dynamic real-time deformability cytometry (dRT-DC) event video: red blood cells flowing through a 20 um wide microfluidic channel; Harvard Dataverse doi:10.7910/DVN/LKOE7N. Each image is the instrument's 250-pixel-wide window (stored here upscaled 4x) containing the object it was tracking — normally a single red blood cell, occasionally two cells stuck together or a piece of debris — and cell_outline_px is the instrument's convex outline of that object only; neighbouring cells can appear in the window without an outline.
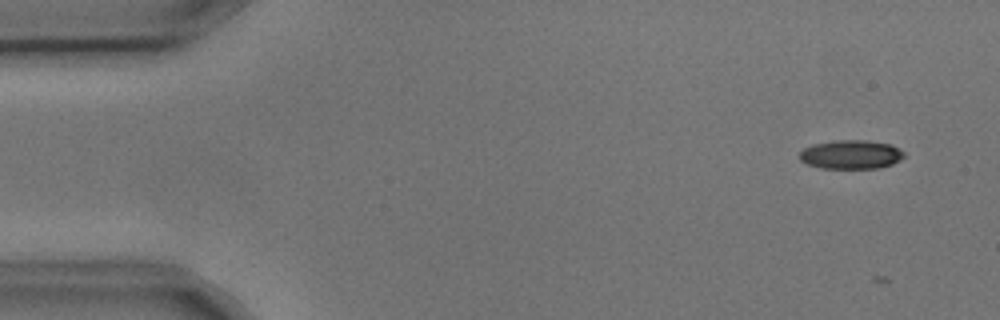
{"species": "common noctule bat (a hibernating species)", "species_latin": "Nyctalus noctula", "temperature_condition": "cold", "stored_images_in_passage": 4, "camera_frame_rate_fps": 3000, "um_per_image_px": 0.085, "animal": {"sex": "male", "body_mass_g": 17.9, "forearm_length_mm": 54.2}, "frame": {"image": 1, "passage_image": 1, "time_ms": 0.0, "image_size_px": [1000, 320], "cell_outline_px": [[904, 156], [900, 160], [892, 164], [880, 168], [820, 168], [808, 164], [800, 160], [800, 152], [804, 148], [812, 144], [836, 140], [868, 140], [892, 144], [904, 152]], "centroid_in_image_um": [72.35, 13.13], "position_along_channel_um": 12.7, "area_um2": 17.69}}
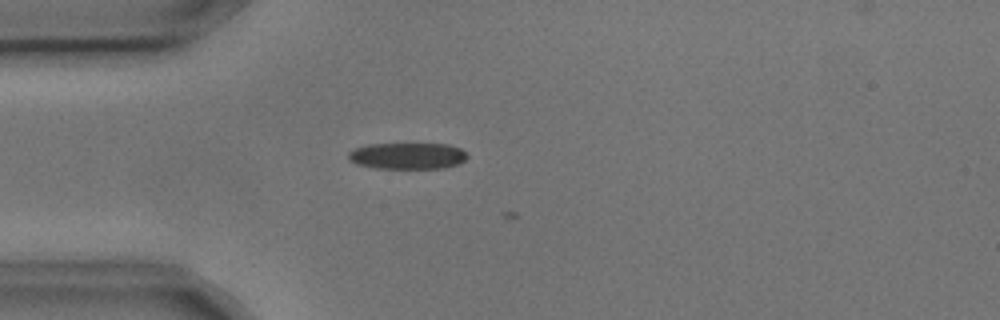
{"frame": {"image": 2, "passage_image": 4, "time_ms": 1.0, "image_size_px": [1000, 320], "cell_outline_px": [[468, 156], [460, 164], [444, 168], [372, 168], [356, 164], [348, 156], [348, 152], [356, 148], [368, 144], [448, 144], [460, 148]], "centroid_in_image_um": [34.65, 13.25], "position_along_channel_um": 50.4, "area_um2": 18.26}}